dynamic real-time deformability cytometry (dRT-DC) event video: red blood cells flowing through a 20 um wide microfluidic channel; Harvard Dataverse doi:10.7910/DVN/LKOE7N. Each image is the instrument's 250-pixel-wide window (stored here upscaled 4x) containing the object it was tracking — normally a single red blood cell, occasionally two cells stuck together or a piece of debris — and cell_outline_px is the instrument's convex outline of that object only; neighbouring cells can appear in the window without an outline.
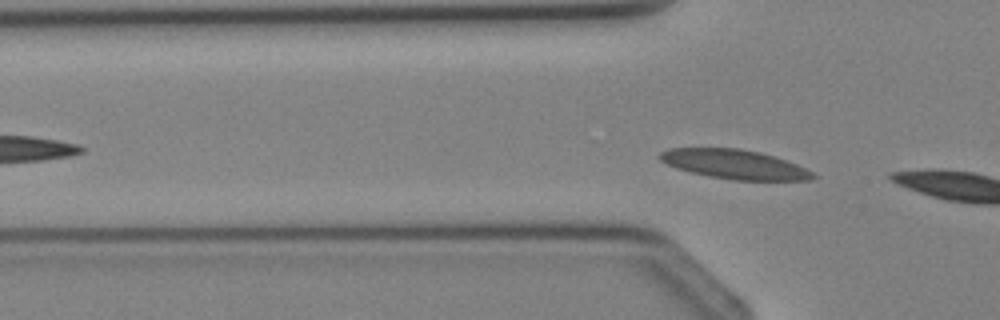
{"species": "Egyptian fruit bat (a non-hibernating species)", "species_latin": "Rousettus aegyptiacus", "temperature_condition": "cold", "stored_images_in_passage": 4, "camera_frame_rate_fps": 3000, "um_per_image_px": 0.085, "animal": {"sex": "female"}, "frame": {"image": 1, "passage_image": 4, "time_ms": 3.333, "image_size_px": [1000, 320], "cell_outline_px": [[816, 176], [812, 180], [732, 180], [708, 176], [676, 168], [660, 160], [656, 156], [660, 152], [668, 148], [740, 148], [760, 152], [796, 164], [812, 172]], "centroid_in_image_um": [62.39, 13.96], "position_along_channel_um": 63.4, "area_um2": 26.01}}